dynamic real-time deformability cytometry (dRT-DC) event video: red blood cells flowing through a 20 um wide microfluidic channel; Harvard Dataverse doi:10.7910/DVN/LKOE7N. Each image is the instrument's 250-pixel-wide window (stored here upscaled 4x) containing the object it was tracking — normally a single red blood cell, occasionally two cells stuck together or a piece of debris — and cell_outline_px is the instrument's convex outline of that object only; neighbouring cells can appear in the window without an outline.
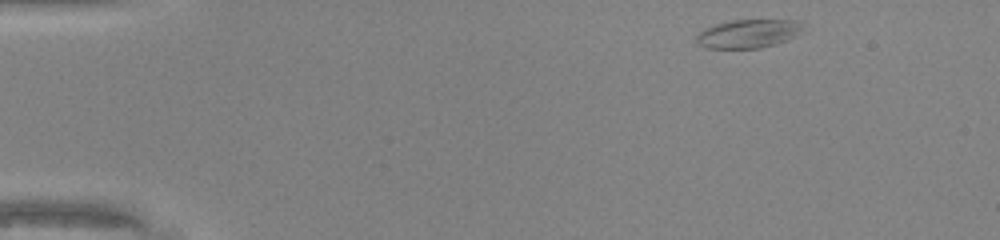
{"species": "common noctule bat (a hibernating species)", "species_latin": "Nyctalus noctula", "temperature_condition": "warm", "stored_images_in_passage": 42, "camera_frame_rate_fps": 3000, "um_per_image_px": 0.085, "animal": {"sex": "male", "body_mass_g": 20.0, "forearm_length_mm": 53.3}, "frame": {"image": 1, "passage_image": 1, "time_ms": 0.0, "image_size_px": [1000, 240], "cell_outline_px": [[808, 24], [788, 40], [760, 48], [708, 48], [700, 44], [696, 40], [696, 36], [704, 28], [716, 24], [732, 20], [800, 20]], "centroid_in_image_um": [63.65, 2.84], "position_along_channel_um": 21.4, "area_um2": 17.69}}
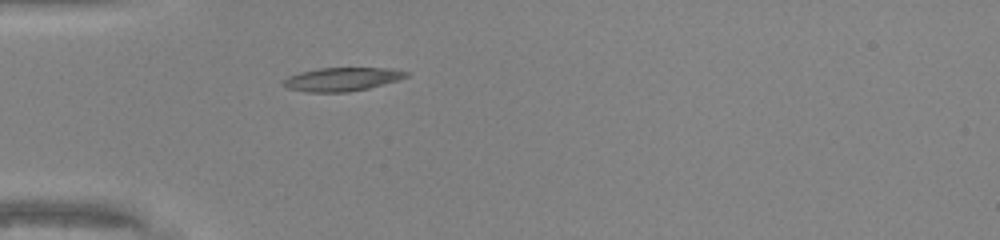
{"frame": {"image": 2, "passage_image": 10, "time_ms": 3.0, "image_size_px": [1000, 240], "cell_outline_px": [[408, 76], [396, 80], [368, 88], [348, 92], [308, 92], [288, 88], [280, 84], [288, 76], [300, 72], [320, 68], [392, 68], [408, 72]], "centroid_in_image_um": [29.03, 6.73], "position_along_channel_um": 56.0, "area_um2": 16.7}}
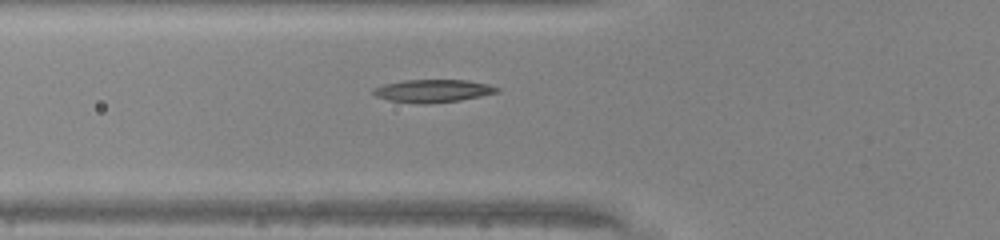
{"frame": {"image": 3, "passage_image": 13, "time_ms": 4.0, "image_size_px": [1000, 240], "cell_outline_px": [[500, 92], [460, 100], [428, 104], [420, 104], [388, 100], [376, 96], [372, 92], [372, 88], [384, 84], [404, 80], [468, 80], [488, 84], [500, 88]], "centroid_in_image_um": [36.79, 7.72], "position_along_channel_um": 89.0, "area_um2": 16.53}}